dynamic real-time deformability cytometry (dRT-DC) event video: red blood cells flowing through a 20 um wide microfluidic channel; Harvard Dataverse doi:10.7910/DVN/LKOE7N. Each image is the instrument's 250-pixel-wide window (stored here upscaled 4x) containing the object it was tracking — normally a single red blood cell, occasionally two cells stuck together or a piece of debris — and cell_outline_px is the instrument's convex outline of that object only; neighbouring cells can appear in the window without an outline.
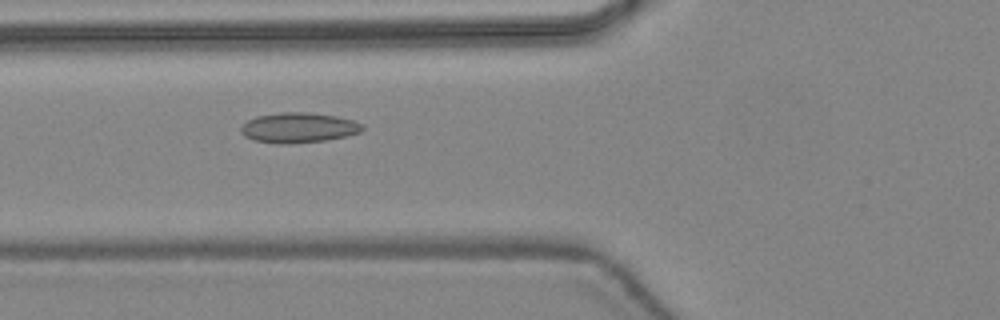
{"species": "common noctule bat (a hibernating species)", "species_latin": "Nyctalus noctula", "temperature_condition": "warm", "stored_images_in_passage": 47, "camera_frame_rate_fps": 3000, "um_per_image_px": 0.085, "animal": {"sex": "female", "body_mass_g": 24.6, "forearm_length_mm": 56.2}, "frame": {"image": 1, "passage_image": 19, "time_ms": 6.0, "image_size_px": [1000, 320], "cell_outline_px": [[364, 128], [360, 132], [344, 136], [324, 140], [284, 144], [276, 144], [252, 140], [244, 136], [240, 132], [240, 128], [248, 120], [256, 116], [280, 112], [304, 112], [336, 116], [352, 120], [364, 124]], "centroid_in_image_um": [25.33, 10.85], "position_along_channel_um": 100.5, "area_um2": 21.27}}
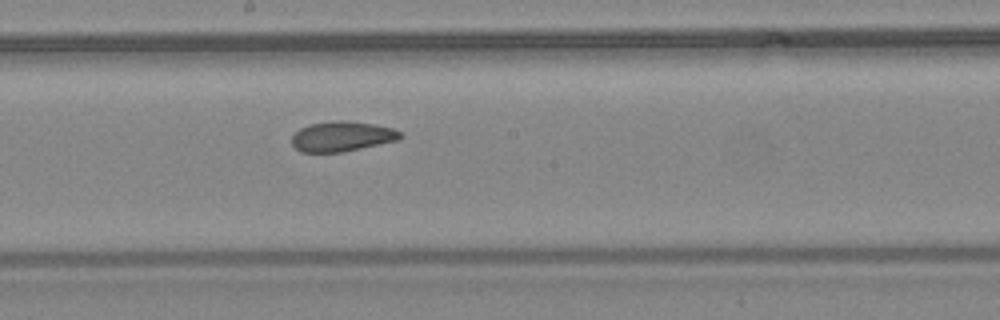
{"frame": {"image": 2, "passage_image": 27, "time_ms": 8.667, "image_size_px": [1000, 320], "cell_outline_px": [[404, 136], [400, 140], [340, 152], [300, 152], [292, 144], [292, 136], [300, 128], [308, 124], [336, 120], [344, 120], [372, 124], [392, 128], [404, 132]], "centroid_in_image_um": [29.1, 11.59], "position_along_channel_um": 219.1, "area_um2": 19.07}}
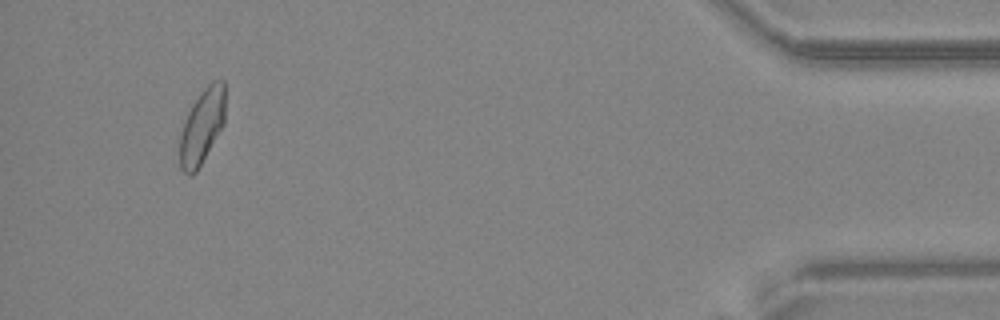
{"frame": {"image": 3, "passage_image": 45, "time_ms": 14.667, "image_size_px": [1000, 320], "cell_outline_px": [[224, 124], [196, 172], [188, 176], [180, 168], [180, 136], [184, 120], [192, 104], [200, 92], [212, 80], [224, 80]], "centroid_in_image_um": [17.16, 10.73], "position_along_channel_um": 418.0, "area_um2": 19.71}, "authors_computed_cell_mechanics": {"area_um2": 20.1144, "velocity_mm_per_s": 4.4421, "shape_relaxation_time_tau1_ms": null, "shape_relaxation_time_tau2_ms": 1.9694, "deformation_change_tau1": null, "deformation_change_tau2": 0.0627}}